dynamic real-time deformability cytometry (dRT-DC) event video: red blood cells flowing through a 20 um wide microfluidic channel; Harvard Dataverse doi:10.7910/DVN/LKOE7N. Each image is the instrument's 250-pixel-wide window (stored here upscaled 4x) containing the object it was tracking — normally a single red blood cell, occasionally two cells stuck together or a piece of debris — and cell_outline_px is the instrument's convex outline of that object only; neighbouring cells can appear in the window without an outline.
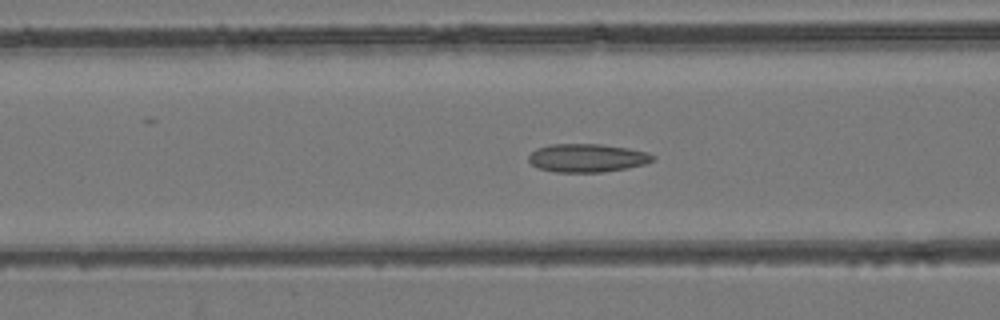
{"species": "common noctule bat (a hibernating species)", "species_latin": "Nyctalus noctula", "temperature_condition": "room temperature", "stored_images_in_passage": 49, "camera_frame_rate_fps": 3000, "um_per_image_px": 0.085, "animal": {"sex": "female", "body_mass_g": 24.6, "forearm_length_mm": 56.2}, "frame": {"image": 1, "passage_image": 19, "time_ms": 6.0, "image_size_px": [1000, 320], "cell_outline_px": [[656, 160], [644, 164], [628, 168], [604, 172], [556, 172], [536, 168], [528, 160], [528, 156], [536, 148], [552, 144], [600, 144], [628, 148], [648, 152], [656, 156]], "centroid_in_image_um": [49.93, 13.43], "position_along_channel_um": 116.7, "area_um2": 20.69}}
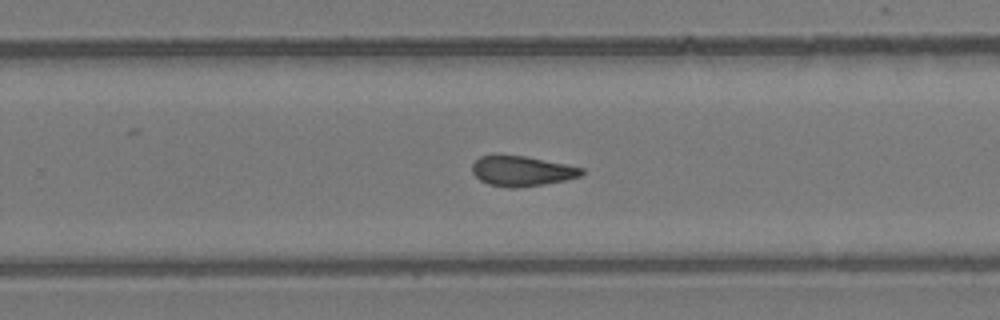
{"frame": {"image": 2, "passage_image": 31, "time_ms": 10.0, "image_size_px": [1000, 320], "cell_outline_px": [[584, 172], [580, 176], [564, 180], [544, 184], [516, 188], [508, 188], [488, 184], [480, 180], [472, 172], [472, 164], [480, 156], [524, 156], [584, 168]], "centroid_in_image_um": [44.34, 14.55], "position_along_channel_um": 285.5, "area_um2": 18.9}}
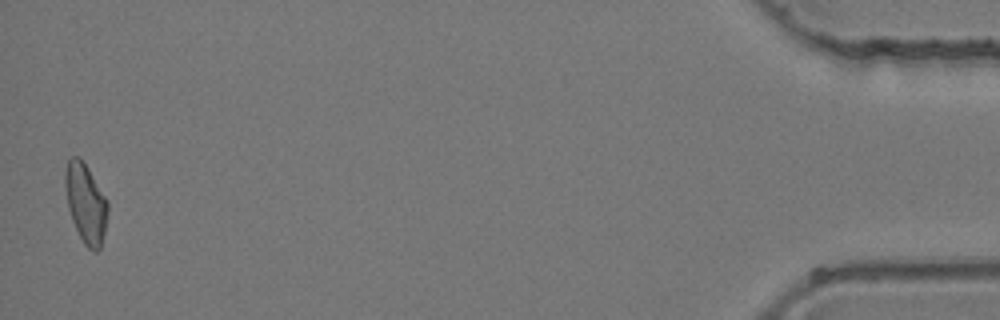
{"frame": {"image": 3, "passage_image": 48, "time_ms": 15.667, "image_size_px": [1000, 320], "cell_outline_px": [[108, 212], [104, 232], [100, 248], [96, 252], [92, 252], [84, 244], [72, 220], [68, 208], [64, 184], [64, 172], [68, 160], [72, 156], [80, 156], [108, 200]], "centroid_in_image_um": [7.28, 17.26], "position_along_channel_um": 427.9, "area_um2": 19.77}}